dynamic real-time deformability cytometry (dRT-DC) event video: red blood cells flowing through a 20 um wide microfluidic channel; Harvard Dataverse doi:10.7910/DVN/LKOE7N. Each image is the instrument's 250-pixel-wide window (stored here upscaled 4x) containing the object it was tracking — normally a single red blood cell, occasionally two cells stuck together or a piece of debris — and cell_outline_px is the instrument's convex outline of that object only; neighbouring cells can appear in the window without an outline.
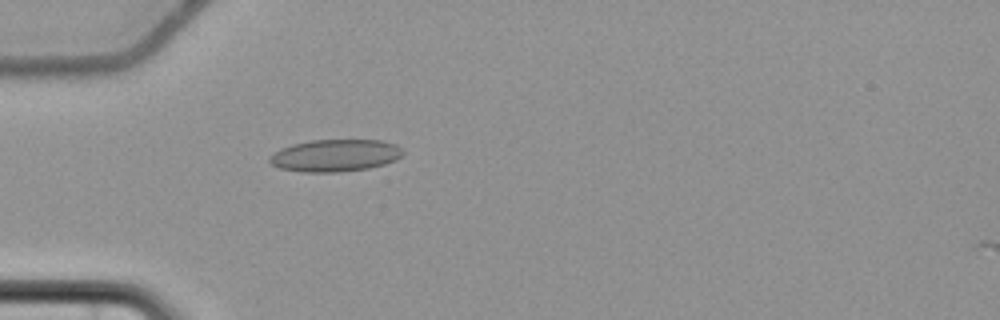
{"species": "common noctule bat (a hibernating species)", "species_latin": "Nyctalus noctula", "temperature_condition": "cold", "stored_images_in_passage": 57, "camera_frame_rate_fps": 3000, "um_per_image_px": 0.085, "animal": {"sex": "female", "body_mass_g": 22.7, "forearm_length_mm": 54.2}, "frame": {"image": 1, "passage_image": 18, "time_ms": 5.667, "image_size_px": [1000, 320], "cell_outline_px": [[404, 152], [396, 160], [384, 164], [368, 168], [340, 172], [304, 172], [280, 168], [272, 164], [268, 160], [268, 156], [280, 148], [292, 144], [312, 140], [380, 140], [396, 144]], "centroid_in_image_um": [28.47, 13.21], "position_along_channel_um": 56.5, "area_um2": 25.03}}
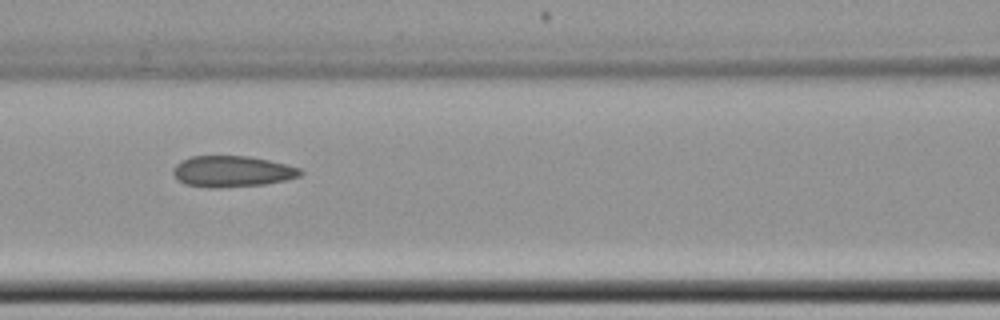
{"frame": {"image": 2, "passage_image": 26, "time_ms": 8.333, "image_size_px": [1000, 320], "cell_outline_px": [[304, 172], [300, 176], [284, 180], [264, 184], [220, 188], [208, 188], [184, 184], [176, 180], [172, 172], [172, 168], [176, 164], [192, 156], [248, 156], [268, 160], [300, 168]], "centroid_in_image_um": [19.69, 14.58], "position_along_channel_um": 146.9, "area_um2": 23.12}}
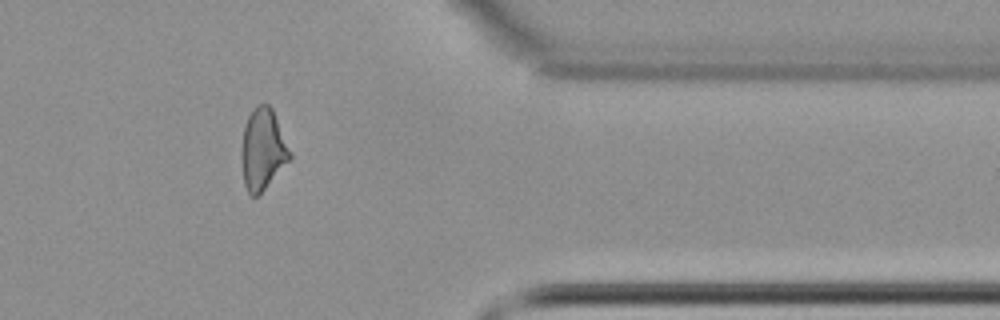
{"frame": {"image": 3, "passage_image": 47, "time_ms": 15.333, "image_size_px": [1000, 320], "cell_outline_px": [[292, 156], [264, 188], [256, 196], [252, 196], [248, 192], [244, 184], [240, 156], [240, 148], [244, 124], [248, 116], [260, 104], [268, 104], [272, 108], [292, 152]], "centroid_in_image_um": [22.31, 12.67], "position_along_channel_um": 389.1, "area_um2": 22.72}, "authors_computed_cell_mechanics": {"area_um2": 23.4668, "velocity_mm_per_s": 3.6969, "shape_relaxation_time_tau1_ms": null, "shape_relaxation_time_tau2_ms": 3.5407, "deformation_change_tau1": null, "deformation_change_tau2": 0.0948}}